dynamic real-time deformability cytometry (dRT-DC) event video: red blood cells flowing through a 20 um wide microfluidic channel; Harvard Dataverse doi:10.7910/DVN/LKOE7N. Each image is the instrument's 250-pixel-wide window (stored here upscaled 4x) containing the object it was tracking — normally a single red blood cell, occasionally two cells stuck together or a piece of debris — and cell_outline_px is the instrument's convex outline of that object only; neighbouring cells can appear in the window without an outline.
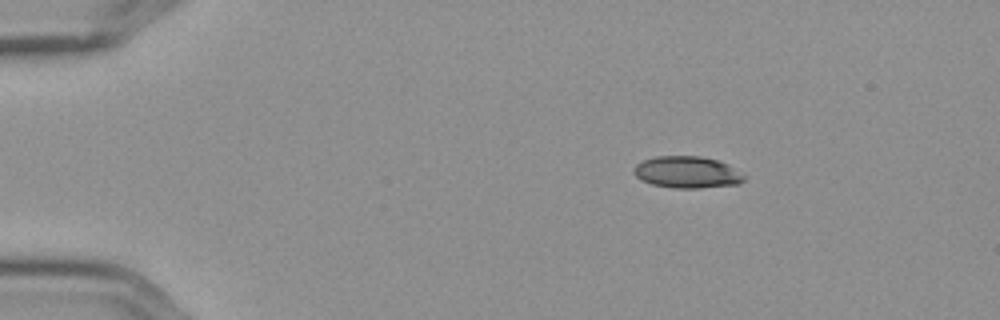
{"species": "Egyptian fruit bat (a non-hibernating species)", "species_latin": "Rousettus aegyptiacus", "temperature_condition": "cold", "stored_images_in_passage": 6, "camera_frame_rate_fps": 3000, "um_per_image_px": 0.085, "frame": {"image": 1, "passage_image": 1, "time_ms": 0.0, "image_size_px": [1000, 320], "cell_outline_px": [[744, 180], [740, 184], [700, 188], [672, 188], [652, 184], [640, 180], [632, 172], [632, 168], [636, 164], [644, 160], [656, 156], [700, 156], [716, 160], [728, 164], [744, 176]], "centroid_in_image_um": [58.36, 14.64], "position_along_channel_um": 26.6, "area_um2": 20.46}}
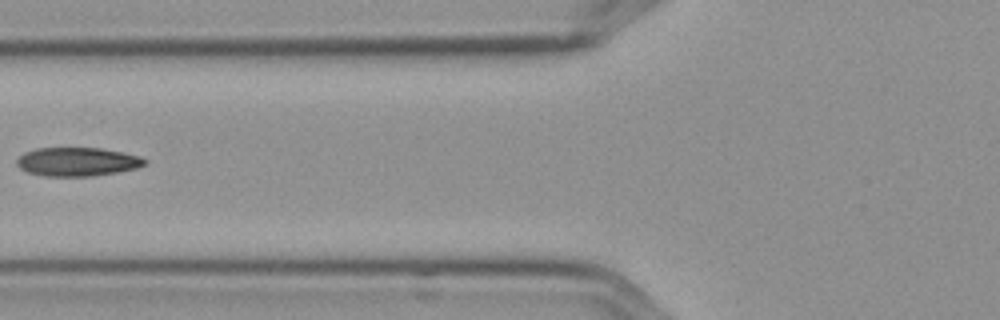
{"frame": {"image": 2, "passage_image": 5, "time_ms": 1.333, "image_size_px": [1000, 320], "cell_outline_px": [[148, 164], [136, 168], [116, 172], [92, 176], [44, 176], [28, 172], [20, 168], [16, 164], [16, 160], [24, 152], [36, 148], [100, 148], [140, 156], [148, 160]], "centroid_in_image_um": [6.57, 13.75], "position_along_channel_um": 119.2, "area_um2": 21.39}}
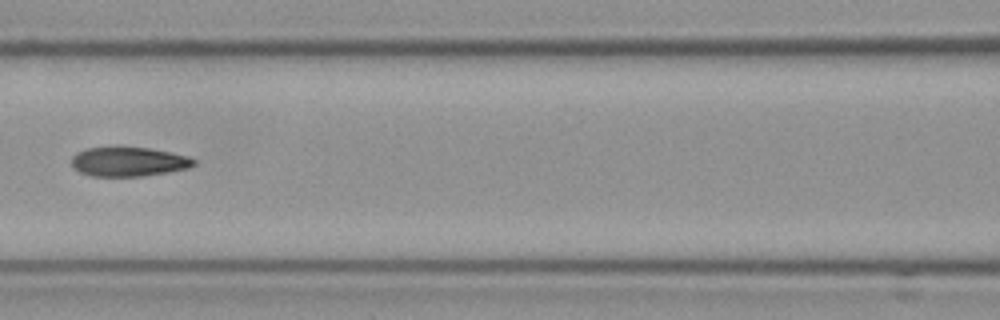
{"frame": {"image": 3, "passage_image": 6, "time_ms": 1.667, "image_size_px": [1000, 320], "cell_outline_px": [[196, 164], [188, 168], [168, 172], [144, 176], [92, 176], [80, 172], [72, 168], [72, 156], [76, 152], [88, 148], [112, 144], [116, 144], [148, 148], [188, 156], [196, 160]], "centroid_in_image_um": [10.88, 13.7], "position_along_channel_um": 155.7, "area_um2": 21.62}}